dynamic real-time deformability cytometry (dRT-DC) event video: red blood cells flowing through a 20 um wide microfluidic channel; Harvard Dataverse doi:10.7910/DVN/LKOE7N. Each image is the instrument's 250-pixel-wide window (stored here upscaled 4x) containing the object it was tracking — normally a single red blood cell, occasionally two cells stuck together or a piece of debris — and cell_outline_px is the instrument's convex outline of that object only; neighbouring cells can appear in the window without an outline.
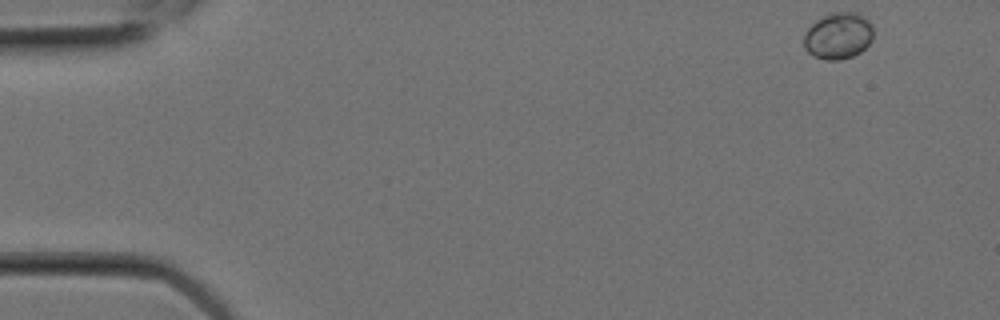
{"species": "Egyptian fruit bat (a non-hibernating species)", "species_latin": "Rousettus aegyptiacus", "temperature_condition": "room temperature", "stored_images_in_passage": 7, "camera_frame_rate_fps": 3000, "um_per_image_px": 0.085, "animal": {"sex": "female"}, "frame": {"image": 1, "passage_image": 1, "time_ms": 0.0, "image_size_px": [1000, 320], "cell_outline_px": [[872, 40], [860, 52], [852, 56], [840, 60], [824, 60], [808, 52], [804, 48], [804, 32], [816, 20], [832, 12], [856, 12], [868, 20], [872, 24]], "centroid_in_image_um": [71.24, 3.04], "position_along_channel_um": 13.8, "area_um2": 18.79}}
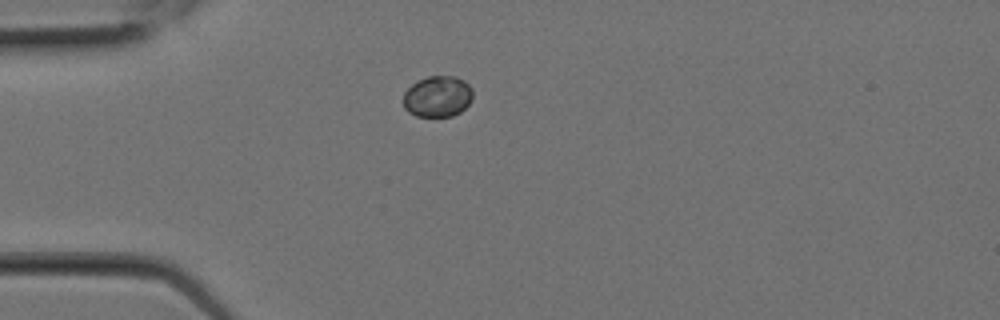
{"frame": {"image": 2, "passage_image": 5, "time_ms": 1.333, "image_size_px": [1000, 320], "cell_outline_px": [[472, 100], [460, 112], [452, 116], [416, 116], [408, 112], [404, 108], [404, 92], [416, 80], [428, 76], [456, 76], [464, 80], [472, 88]], "centroid_in_image_um": [37.19, 8.19], "position_along_channel_um": 47.8, "area_um2": 16.76}}
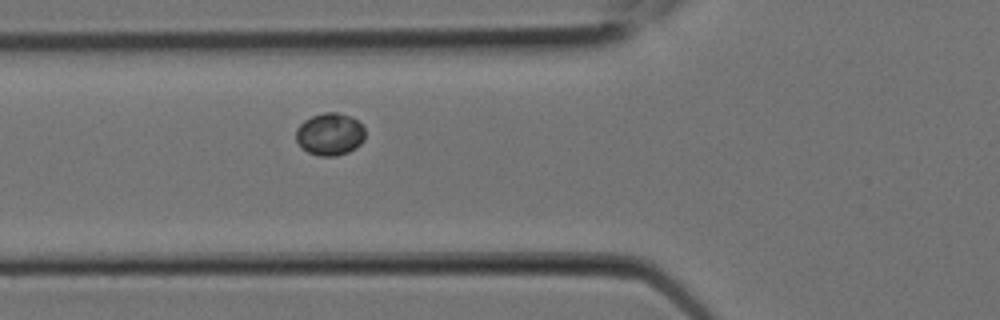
{"frame": {"image": 3, "passage_image": 7, "time_ms": 2.0, "image_size_px": [1000, 320], "cell_outline_px": [[364, 140], [356, 148], [348, 152], [336, 156], [320, 156], [308, 152], [296, 140], [296, 128], [304, 120], [312, 116], [324, 112], [336, 112], [352, 116], [364, 128]], "centroid_in_image_um": [28.05, 11.4], "position_along_channel_um": 97.8, "area_um2": 17.05}}